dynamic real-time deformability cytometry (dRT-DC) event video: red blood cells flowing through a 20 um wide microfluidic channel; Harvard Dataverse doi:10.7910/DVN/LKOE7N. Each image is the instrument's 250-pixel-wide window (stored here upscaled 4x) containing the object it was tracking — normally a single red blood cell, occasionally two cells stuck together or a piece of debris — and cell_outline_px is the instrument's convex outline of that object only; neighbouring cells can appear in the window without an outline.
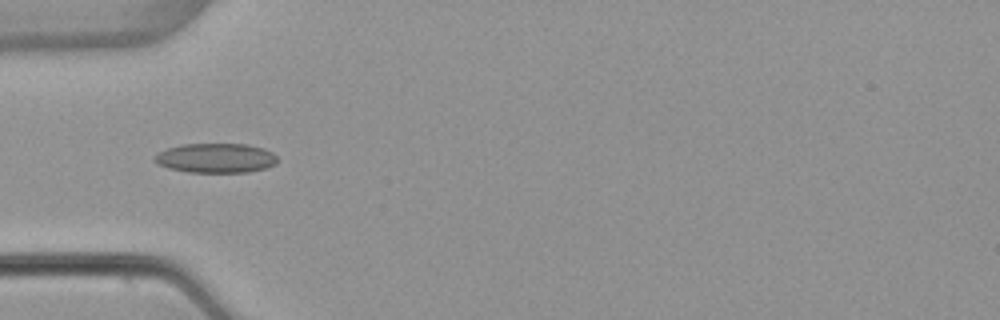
{"species": "common noctule bat (a hibernating species)", "species_latin": "Nyctalus noctula", "temperature_condition": "warm", "stored_images_in_passage": 8, "camera_frame_rate_fps": 3000, "um_per_image_px": 0.085, "animal": {"sex": "female", "body_mass_g": 22.7, "forearm_length_mm": 54.2}, "frame": {"image": 1, "passage_image": 3, "time_ms": 0.667, "image_size_px": [1000, 320], "cell_outline_px": [[276, 164], [268, 168], [248, 172], [188, 172], [168, 168], [156, 164], [152, 160], [156, 152], [168, 148], [184, 144], [248, 144], [264, 148], [272, 152], [276, 156]], "centroid_in_image_um": [18.32, 13.43], "position_along_channel_um": 66.7, "area_um2": 21.39}}